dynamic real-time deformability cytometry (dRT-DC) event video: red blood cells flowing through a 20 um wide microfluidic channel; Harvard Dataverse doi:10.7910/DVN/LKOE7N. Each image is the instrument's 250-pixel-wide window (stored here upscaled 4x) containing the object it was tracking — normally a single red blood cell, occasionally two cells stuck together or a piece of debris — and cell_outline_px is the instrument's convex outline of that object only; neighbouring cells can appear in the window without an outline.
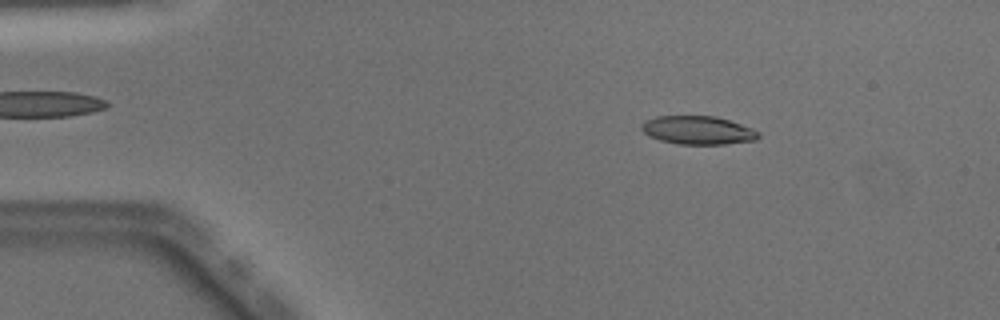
{"species": "Egyptian fruit bat (a non-hibernating species)", "species_latin": "Rousettus aegyptiacus", "temperature_condition": "warm", "stored_images_in_passage": 44, "camera_frame_rate_fps": 3000, "um_per_image_px": 0.085, "animal": {"sex": "male"}, "frame": {"image": 1, "passage_image": 1, "time_ms": 0.0, "image_size_px": [1000, 320], "cell_outline_px": [[760, 136], [756, 140], [724, 144], [676, 144], [660, 140], [644, 132], [640, 128], [640, 124], [644, 120], [656, 116], [716, 116], [752, 128], [760, 132]], "centroid_in_image_um": [59.31, 11.06], "position_along_channel_um": 25.7, "area_um2": 19.36}}
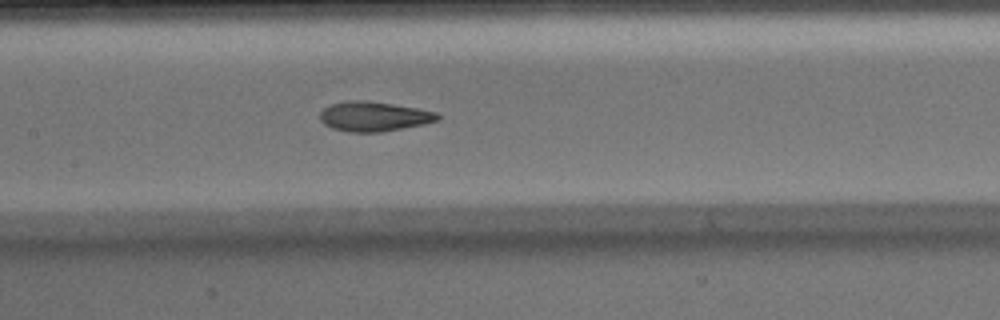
{"frame": {"image": 2, "passage_image": 17, "time_ms": 5.333, "image_size_px": [1000, 320], "cell_outline_px": [[440, 120], [424, 124], [380, 132], [348, 132], [332, 128], [324, 124], [320, 120], [320, 112], [324, 108], [332, 104], [348, 100], [368, 100], [416, 108], [436, 112], [440, 116]], "centroid_in_image_um": [31.77, 9.89], "position_along_channel_um": 175.6, "area_um2": 20.35}}
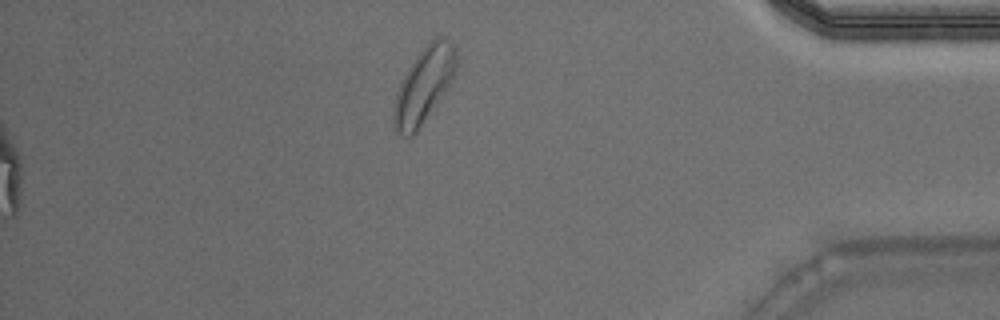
{"frame": {"image": 3, "passage_image": 44, "time_ms": 14.333, "image_size_px": [1000, 320], "cell_outline_px": [[456, 68], [452, 80], [416, 132], [412, 136], [404, 136], [396, 128], [392, 120], [392, 108], [396, 92], [408, 68], [416, 56], [436, 36], [444, 36], [452, 40], [456, 48]], "centroid_in_image_um": [36.03, 7.2], "position_along_channel_um": 399.2, "area_um2": 27.05}, "authors_computed_cell_mechanics": {"area_um2": 20.519, "velocity_mm_per_s": 4.0705, "shape_relaxation_time_tau1_ms": null, "shape_relaxation_time_tau2_ms": 1.3251, "deformation_change_tau1": null, "deformation_change_tau2": 0.0904}}